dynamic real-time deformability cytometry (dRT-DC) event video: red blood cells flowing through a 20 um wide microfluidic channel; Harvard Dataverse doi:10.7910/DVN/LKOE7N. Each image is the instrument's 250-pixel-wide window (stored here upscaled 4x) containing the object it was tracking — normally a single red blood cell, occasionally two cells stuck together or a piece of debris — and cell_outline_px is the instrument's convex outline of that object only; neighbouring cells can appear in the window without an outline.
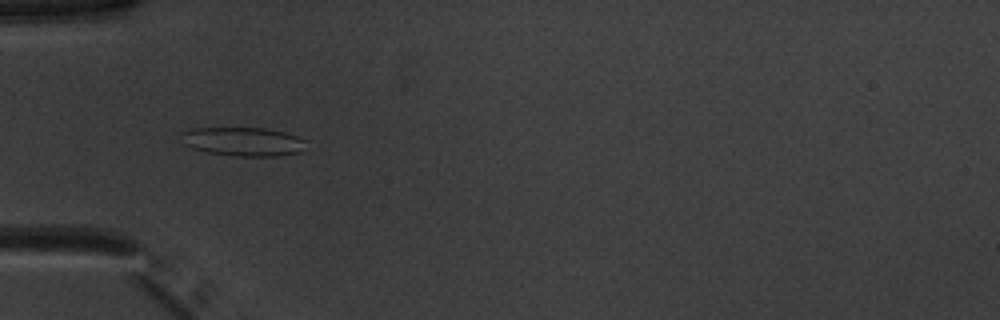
{"species": "common noctule bat (a hibernating species)", "species_latin": "Nyctalus noctula", "temperature_condition": "warm", "stored_images_in_passage": 51, "camera_frame_rate_fps": 3000, "um_per_image_px": 0.085, "animal": {"sex": "male", "body_mass_g": 20.1, "forearm_length_mm": 53.5}, "frame": {"image": 1, "passage_image": 17, "time_ms": 5.333, "image_size_px": [1000, 320], "cell_outline_px": [[308, 140], [304, 152], [276, 156], [232, 156], [208, 152], [192, 148], [184, 144], [180, 132], [192, 128], [264, 128], [284, 132]], "centroid_in_image_um": [20.71, 12.04], "position_along_channel_um": 64.3, "area_um2": 21.21}}
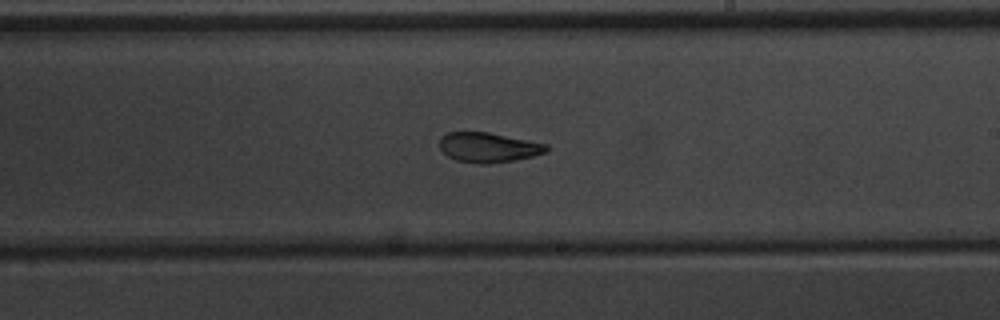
{"frame": {"image": 2, "passage_image": 31, "time_ms": 10.0, "image_size_px": [1000, 320], "cell_outline_px": [[548, 152], [532, 156], [512, 160], [488, 164], [484, 164], [456, 160], [448, 156], [440, 148], [440, 136], [448, 132], [488, 132], [548, 144]], "centroid_in_image_um": [41.51, 12.52], "position_along_channel_um": 247.5, "area_um2": 18.44}}
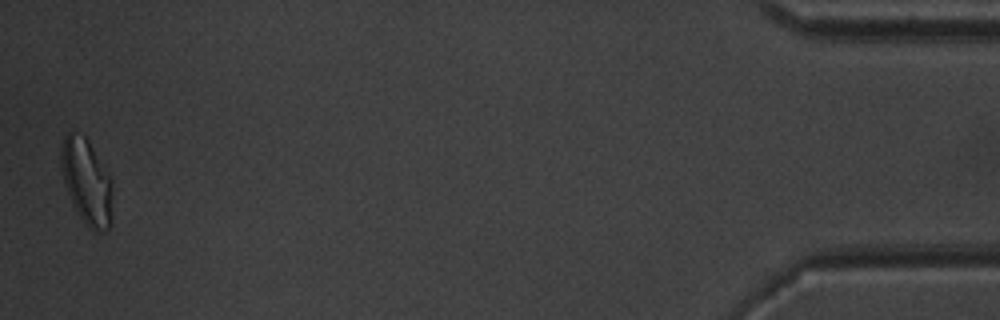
{"frame": {"image": 3, "passage_image": 51, "time_ms": 16.667, "image_size_px": [1000, 320], "cell_outline_px": [[112, 224], [108, 228], [100, 232], [96, 232], [80, 216], [72, 204], [64, 180], [60, 164], [60, 148], [64, 136], [68, 132], [72, 132], [84, 136], [88, 140], [112, 180]], "centroid_in_image_um": [7.37, 15.43], "position_along_channel_um": 427.8, "area_um2": 25.49}, "authors_computed_cell_mechanics": {"area_um2": 20.519, "velocity_mm_per_s": 3.9659, "shape_relaxation_time_tau1_ms": 11.0056, "shape_relaxation_time_tau2_ms": 1.8161, "deformation_change_tau1": 0.2673, "deformation_change_tau2": 0.0894}}